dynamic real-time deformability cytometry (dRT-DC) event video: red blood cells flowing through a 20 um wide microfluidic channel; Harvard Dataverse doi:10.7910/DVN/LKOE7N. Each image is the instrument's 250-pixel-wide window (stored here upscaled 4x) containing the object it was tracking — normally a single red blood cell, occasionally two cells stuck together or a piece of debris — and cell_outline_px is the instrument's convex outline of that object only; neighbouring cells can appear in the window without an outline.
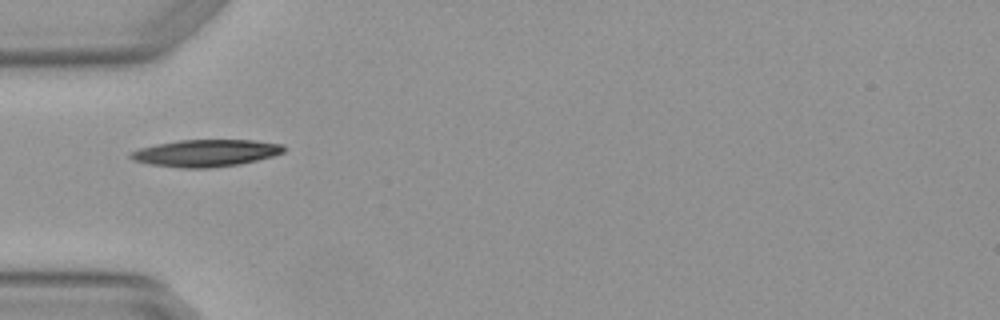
{"species": "Egyptian fruit bat (a non-hibernating species)", "species_latin": "Rousettus aegyptiacus", "temperature_condition": "warm", "stored_images_in_passage": 2, "camera_frame_rate_fps": 3000, "um_per_image_px": 0.085, "animal": {"sex": "female"}, "frame": {"image": 1, "passage_image": 2, "time_ms": 0.333, "image_size_px": [1000, 320], "cell_outline_px": [[284, 152], [272, 156], [240, 164], [212, 168], [180, 168], [148, 164], [132, 160], [128, 156], [128, 152], [140, 148], [156, 144], [180, 140], [252, 140], [284, 144]], "centroid_in_image_um": [17.45, 13.01], "position_along_channel_um": 67.6, "area_um2": 24.28}}